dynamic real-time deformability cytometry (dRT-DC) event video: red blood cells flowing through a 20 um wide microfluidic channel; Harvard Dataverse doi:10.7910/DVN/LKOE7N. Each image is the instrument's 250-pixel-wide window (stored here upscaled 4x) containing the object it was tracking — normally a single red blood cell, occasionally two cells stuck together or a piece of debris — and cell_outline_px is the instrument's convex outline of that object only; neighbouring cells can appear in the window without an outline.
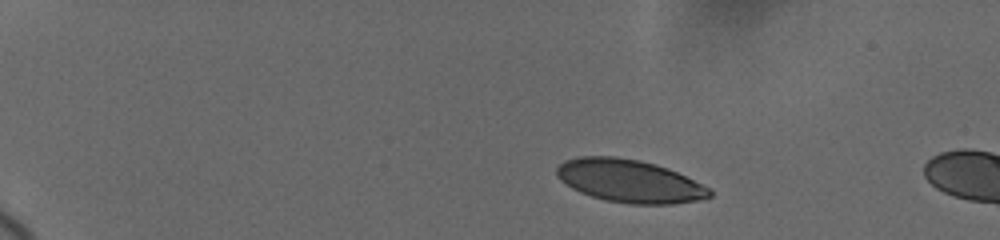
{"species": "human", "species_latin": "Homo sapiens", "temperature_condition": "cold", "stored_images_in_passage": 3, "camera_frame_rate_fps": 3000, "um_per_image_px": 0.085, "donor": {"sex": "female"}, "frame": {"image": 1, "passage_image": 1, "time_ms": 0.0, "image_size_px": [1000, 240], "cell_outline_px": [[712, 196], [696, 200], [672, 204], [632, 204], [604, 200], [580, 192], [572, 188], [560, 180], [556, 176], [556, 168], [564, 160], [580, 156], [616, 156], [640, 160], [656, 164], [668, 168], [712, 188]], "centroid_in_image_um": [53.5, 15.38], "position_along_channel_um": 31.5, "area_um2": 38.38}}